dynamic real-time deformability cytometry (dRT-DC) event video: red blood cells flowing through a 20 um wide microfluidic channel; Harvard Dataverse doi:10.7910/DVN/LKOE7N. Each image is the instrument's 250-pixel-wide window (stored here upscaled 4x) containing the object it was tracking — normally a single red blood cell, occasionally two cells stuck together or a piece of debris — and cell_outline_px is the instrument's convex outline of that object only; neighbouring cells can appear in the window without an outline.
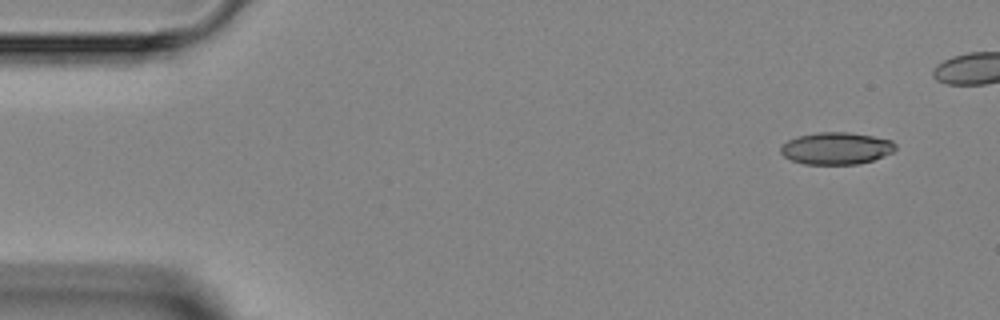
{"species": "Egyptian fruit bat (a non-hibernating species)", "species_latin": "Rousettus aegyptiacus", "temperature_condition": "room temperature", "stored_images_in_passage": 7, "segment_of_instrument_passage": [1, 2], "camera_frame_rate_fps": 3000, "um_per_image_px": 0.085, "animal": {"sex": "female"}, "frame": {"image": 1, "passage_image": 1, "time_ms": 0.0, "image_size_px": [1000, 320], "cell_outline_px": [[896, 148], [892, 152], [872, 160], [856, 164], [804, 164], [792, 160], [784, 156], [780, 152], [780, 148], [788, 140], [796, 136], [820, 132], [852, 132], [892, 140], [896, 144]], "centroid_in_image_um": [71.08, 12.6], "position_along_channel_um": 13.9, "area_um2": 21.39}}
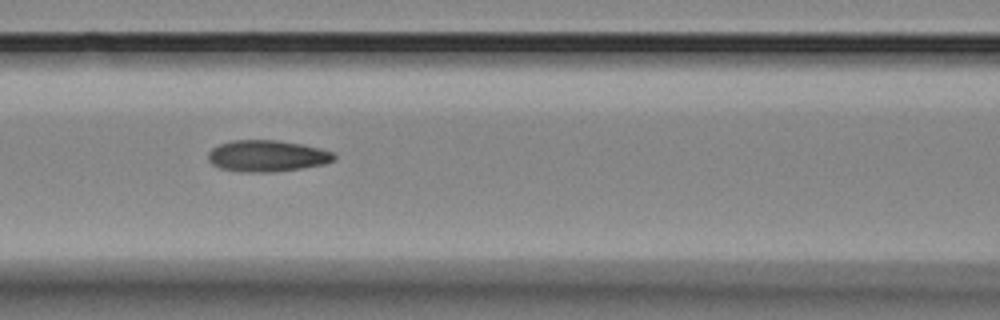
{"frame": {"image": 2, "passage_image": 5, "time_ms": 5.667, "image_size_px": [1000, 320], "cell_outline_px": [[336, 160], [324, 164], [300, 168], [272, 172], [240, 172], [220, 168], [212, 164], [208, 160], [208, 152], [212, 148], [220, 144], [232, 140], [276, 140], [300, 144], [320, 148], [332, 152], [336, 156]], "centroid_in_image_um": [22.69, 13.26], "position_along_channel_um": 143.9, "area_um2": 23.06}}
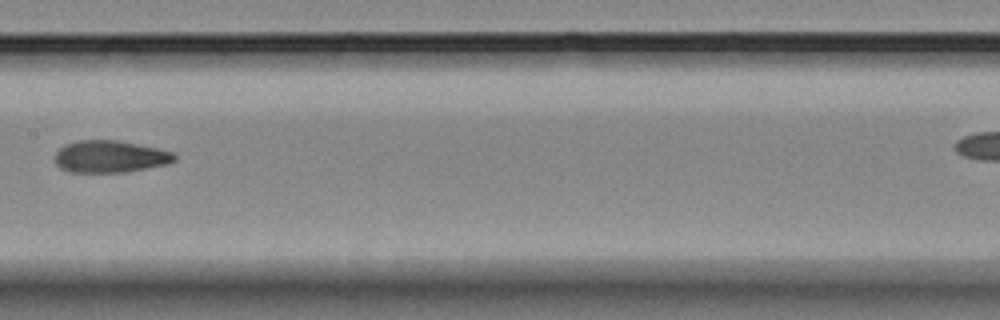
{"frame": {"image": 3, "passage_image": 6, "time_ms": 7.0, "image_size_px": [1000, 320], "cell_outline_px": [[176, 160], [168, 164], [124, 172], [68, 172], [60, 168], [56, 164], [52, 156], [64, 144], [80, 140], [116, 140], [156, 148], [172, 152], [176, 156]], "centroid_in_image_um": [9.3, 13.31], "position_along_channel_um": 198.1, "area_um2": 22.37}}